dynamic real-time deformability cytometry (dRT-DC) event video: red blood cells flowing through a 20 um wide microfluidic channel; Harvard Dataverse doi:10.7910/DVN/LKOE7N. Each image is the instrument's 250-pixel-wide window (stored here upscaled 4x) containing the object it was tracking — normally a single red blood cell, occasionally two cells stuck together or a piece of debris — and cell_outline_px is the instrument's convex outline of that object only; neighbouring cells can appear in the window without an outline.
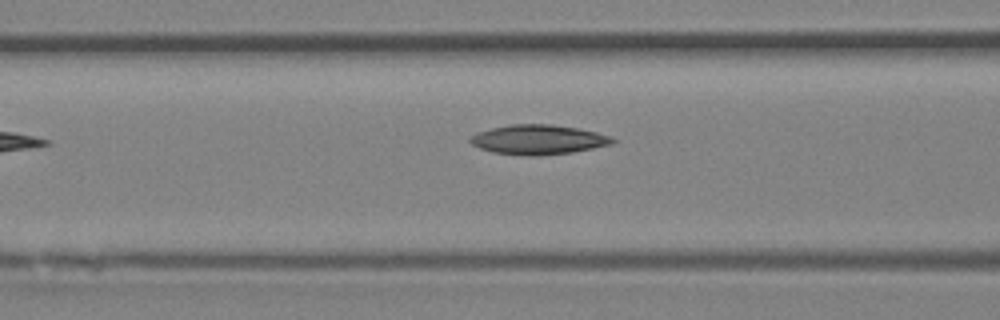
{"species": "Egyptian fruit bat (a non-hibernating species)", "species_latin": "Rousettus aegyptiacus", "temperature_condition": "room temperature", "stored_images_in_passage": 6, "segment_of_instrument_passage": [1, 2], "camera_frame_rate_fps": 3000, "um_per_image_px": 0.085, "animal": {"sex": "female"}, "frame": {"image": 1, "passage_image": 5, "time_ms": 1.333, "image_size_px": [1000, 320], "cell_outline_px": [[616, 140], [612, 144], [572, 152], [540, 156], [528, 156], [492, 152], [480, 148], [472, 144], [468, 140], [476, 132], [492, 128], [512, 124], [552, 124], [576, 128], [596, 132], [612, 136]], "centroid_in_image_um": [45.75, 11.87], "position_along_channel_um": 120.8, "area_um2": 24.57}}